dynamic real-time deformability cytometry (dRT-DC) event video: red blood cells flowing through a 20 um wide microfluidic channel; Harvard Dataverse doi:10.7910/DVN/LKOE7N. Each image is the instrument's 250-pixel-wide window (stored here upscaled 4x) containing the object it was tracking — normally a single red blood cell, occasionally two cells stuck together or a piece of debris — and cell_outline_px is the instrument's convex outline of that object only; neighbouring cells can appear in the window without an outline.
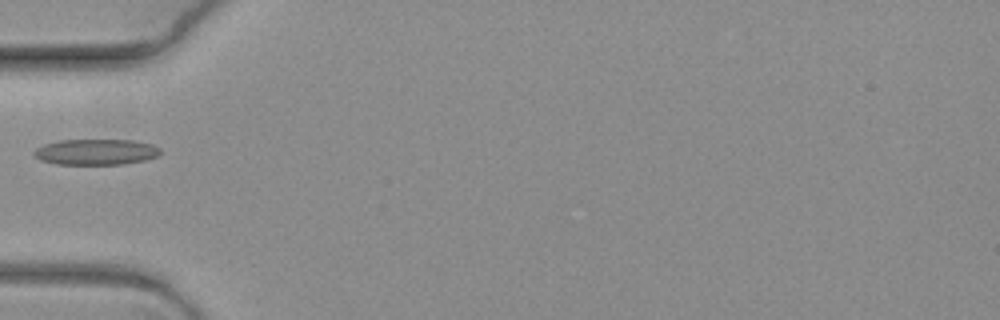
{"species": "common noctule bat (a hibernating species)", "species_latin": "Nyctalus noctula", "temperature_condition": "warm", "stored_images_in_passage": 7, "camera_frame_rate_fps": 3000, "um_per_image_px": 0.085, "animal": {"sex": "female", "body_mass_g": 19.3, "forearm_length_mm": 54.1}, "frame": {"image": 1, "passage_image": 3, "time_ms": 0.667, "image_size_px": [1000, 320], "cell_outline_px": [[160, 156], [144, 160], [124, 164], [56, 164], [40, 160], [32, 152], [36, 148], [44, 144], [60, 140], [132, 140], [152, 144], [160, 148]], "centroid_in_image_um": [8.17, 12.91], "position_along_channel_um": 76.8, "area_um2": 19.02}}
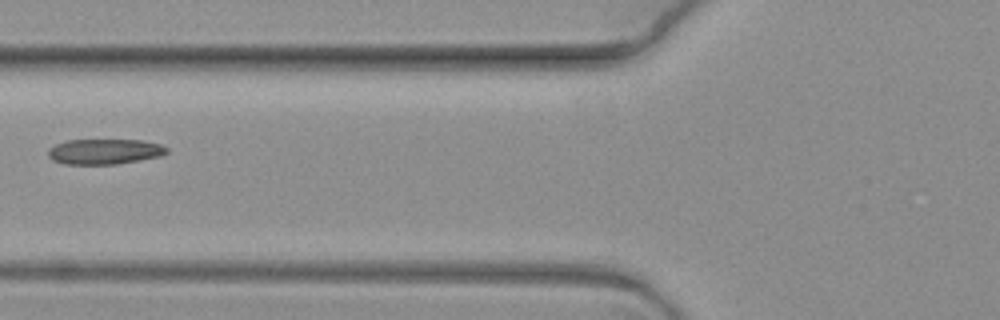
{"frame": {"image": 2, "passage_image": 4, "time_ms": 1.0, "image_size_px": [1000, 320], "cell_outline_px": [[168, 152], [160, 156], [116, 164], [64, 164], [52, 160], [48, 156], [48, 148], [56, 144], [68, 140], [140, 140], [160, 144], [168, 148]], "centroid_in_image_um": [8.86, 12.88], "position_along_channel_um": 116.9, "area_um2": 17.46}}
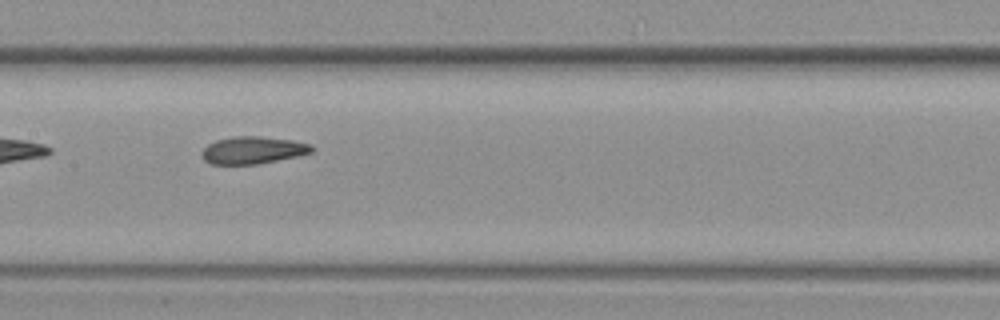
{"frame": {"image": 3, "passage_image": 6, "time_ms": 1.667, "image_size_px": [1000, 320], "cell_outline_px": [[312, 152], [296, 156], [256, 164], [212, 164], [204, 160], [200, 152], [208, 144], [216, 140], [236, 136], [256, 136], [292, 140], [312, 144]], "centroid_in_image_um": [21.46, 12.76], "position_along_channel_um": 185.9, "area_um2": 17.28}}